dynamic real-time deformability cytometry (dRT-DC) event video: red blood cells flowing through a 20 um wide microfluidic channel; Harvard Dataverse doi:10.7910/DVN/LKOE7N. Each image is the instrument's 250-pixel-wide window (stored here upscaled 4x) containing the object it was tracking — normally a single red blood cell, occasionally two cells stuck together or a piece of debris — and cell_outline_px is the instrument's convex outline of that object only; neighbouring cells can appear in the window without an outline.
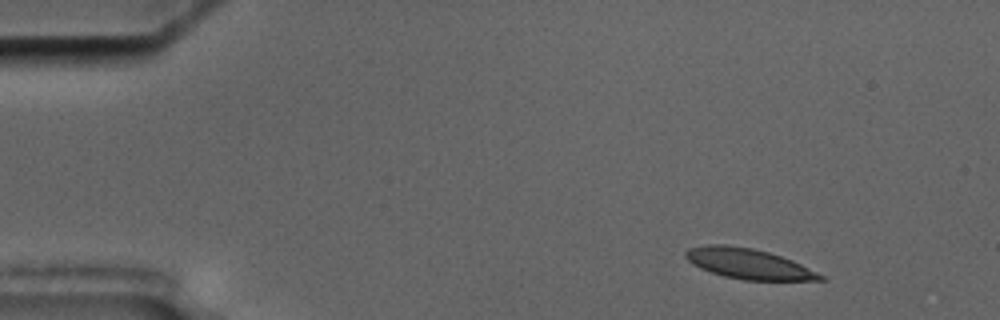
{"species": "common noctule bat (a hibernating species)", "species_latin": "Nyctalus noctula", "temperature_condition": "cold", "stored_images_in_passage": 4, "camera_frame_rate_fps": 3000, "um_per_image_px": 0.085, "animal": {"sex": "male", "body_mass_g": 17.5, "forearm_length_mm": 52.3}, "frame": {"image": 1, "passage_image": 1, "time_ms": 0.0, "image_size_px": [1000, 320], "cell_outline_px": [[828, 280], [744, 280], [724, 276], [700, 268], [692, 264], [684, 256], [684, 252], [688, 248], [708, 244], [724, 244], [752, 248], [768, 252], [792, 260], [824, 276]], "centroid_in_image_um": [63.58, 22.41], "position_along_channel_um": 21.4, "area_um2": 23.64}}
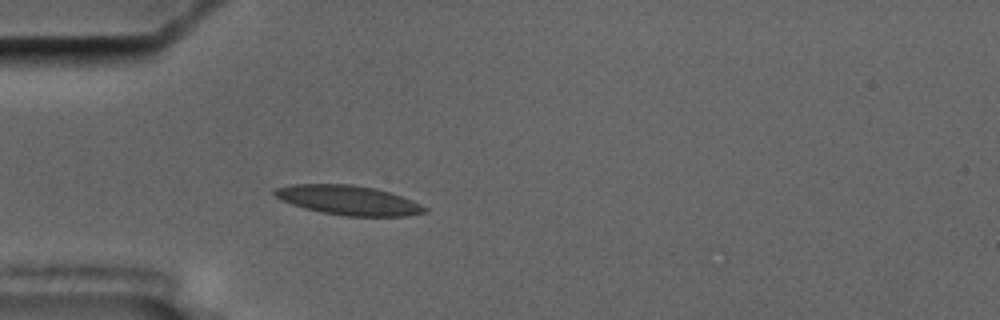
{"frame": {"image": 2, "passage_image": 4, "time_ms": 3.333, "image_size_px": [1000, 320], "cell_outline_px": [[428, 212], [408, 216], [344, 216], [320, 212], [304, 208], [280, 200], [272, 192], [276, 188], [292, 184], [352, 184], [372, 188], [388, 192], [412, 200], [428, 208]], "centroid_in_image_um": [29.61, 17.02], "position_along_channel_um": 55.4, "area_um2": 25.72}}